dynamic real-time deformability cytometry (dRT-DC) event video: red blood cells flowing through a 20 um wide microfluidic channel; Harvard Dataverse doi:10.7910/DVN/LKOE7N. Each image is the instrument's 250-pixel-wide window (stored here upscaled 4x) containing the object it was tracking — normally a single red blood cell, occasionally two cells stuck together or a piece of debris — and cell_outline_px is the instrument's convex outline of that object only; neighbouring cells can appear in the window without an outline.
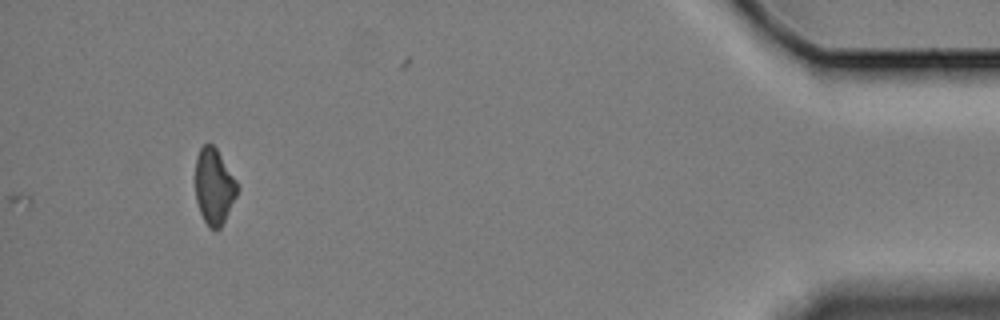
{"species": "Egyptian fruit bat (a non-hibernating species)", "species_latin": "Rousettus aegyptiacus", "temperature_condition": "cold", "stored_images_in_passage": 45, "camera_frame_rate_fps": 3000, "um_per_image_px": 0.085, "animal": {"sex": "female"}, "frame": {"image": 1, "passage_image": 45, "time_ms": 14.667, "image_size_px": [1000, 320], "cell_outline_px": [[240, 188], [220, 228], [216, 232], [208, 228], [200, 212], [196, 200], [196, 156], [200, 148], [204, 144], [212, 144], [216, 148], [236, 180]], "centroid_in_image_um": [18.19, 15.87], "position_along_channel_um": 417.0, "area_um2": 18.5}}